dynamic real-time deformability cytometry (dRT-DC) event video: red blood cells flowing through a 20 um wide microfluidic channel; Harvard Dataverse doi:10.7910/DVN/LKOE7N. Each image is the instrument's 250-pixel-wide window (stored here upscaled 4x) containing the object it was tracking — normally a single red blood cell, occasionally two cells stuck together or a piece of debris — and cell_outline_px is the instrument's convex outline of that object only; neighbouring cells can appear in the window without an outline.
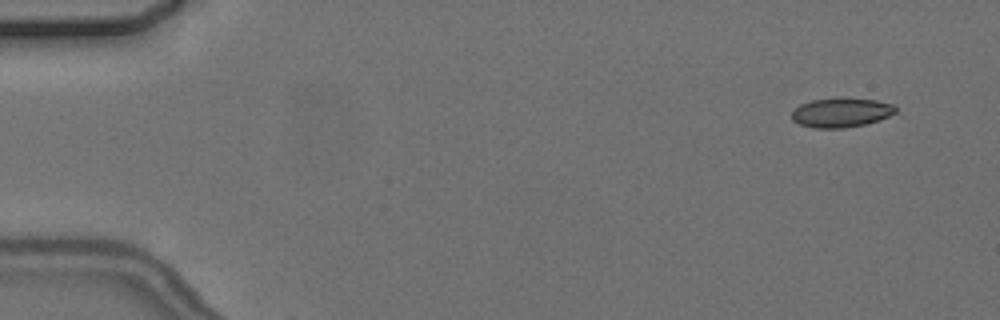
{"species": "common noctule bat (a hibernating species)", "species_latin": "Nyctalus noctula", "temperature_condition": "cold", "stored_images_in_passage": 3, "camera_frame_rate_fps": 3000, "um_per_image_px": 0.085, "animal": {"sex": "female", "body_mass_g": 24.6, "forearm_length_mm": 56.2}, "frame": {"image": 1, "passage_image": 1, "time_ms": 0.0, "image_size_px": [1000, 320], "cell_outline_px": [[900, 116], [864, 124], [844, 128], [812, 128], [800, 124], [792, 120], [792, 112], [800, 104], [812, 100], [840, 96], [876, 100], [892, 104], [896, 108]], "centroid_in_image_um": [71.6, 9.55], "position_along_channel_um": 13.4, "area_um2": 18.5}}